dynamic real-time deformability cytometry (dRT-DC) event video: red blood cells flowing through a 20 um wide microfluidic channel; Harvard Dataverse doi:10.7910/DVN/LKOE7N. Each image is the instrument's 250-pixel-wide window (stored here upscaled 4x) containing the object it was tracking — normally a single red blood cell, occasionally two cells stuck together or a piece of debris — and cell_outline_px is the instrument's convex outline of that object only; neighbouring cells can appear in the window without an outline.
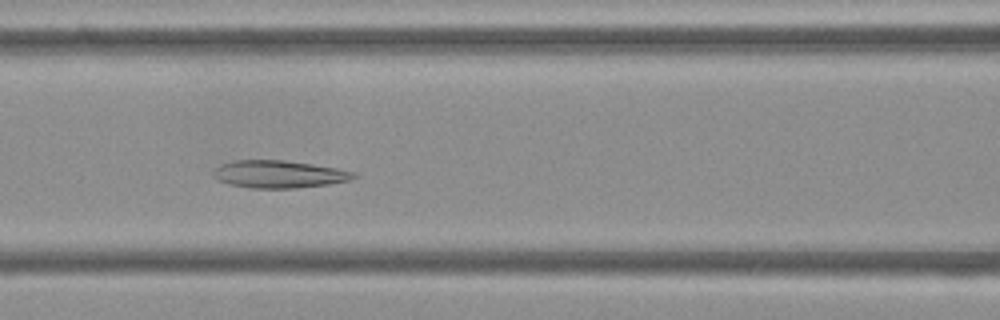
{"species": "Egyptian fruit bat (a non-hibernating species)", "species_latin": "Rousettus aegyptiacus", "temperature_condition": "cold", "stored_images_in_passage": 54, "camera_frame_rate_fps": 3000, "um_per_image_px": 0.085, "frame": {"image": 1, "passage_image": 23, "time_ms": 7.333, "image_size_px": [1000, 320], "cell_outline_px": [[360, 176], [348, 180], [328, 184], [296, 188], [252, 188], [228, 184], [216, 180], [212, 176], [212, 168], [220, 164], [232, 160], [284, 160], [312, 164], [336, 168], [356, 172]], "centroid_in_image_um": [23.65, 14.8], "position_along_channel_um": 143.0, "area_um2": 22.77}}
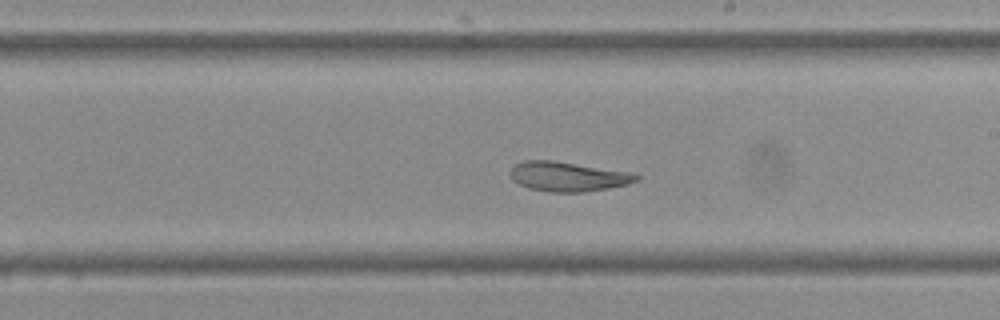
{"frame": {"image": 2, "passage_image": 31, "time_ms": 10.0, "image_size_px": [1000, 320], "cell_outline_px": [[640, 180], [628, 184], [608, 188], [584, 192], [548, 192], [528, 188], [512, 180], [508, 172], [516, 164], [524, 160], [552, 160], [632, 172], [640, 176]], "centroid_in_image_um": [48.28, 15.0], "position_along_channel_um": 240.7, "area_um2": 21.91}}
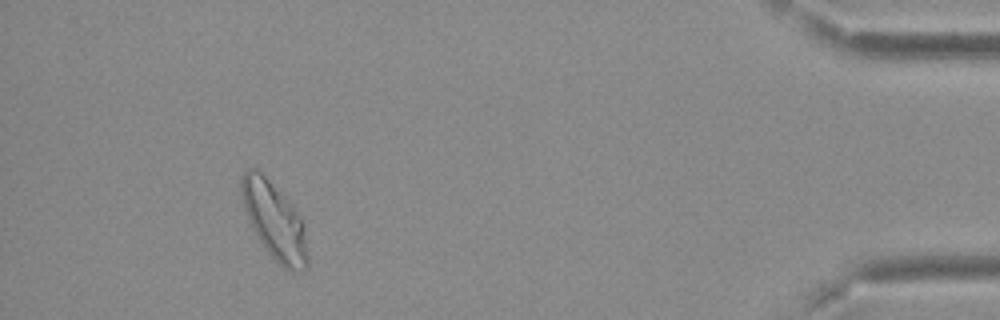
{"frame": {"image": 3, "passage_image": 50, "time_ms": 16.333, "image_size_px": [1000, 320], "cell_outline_px": [[308, 264], [300, 272], [292, 272], [284, 268], [268, 252], [256, 236], [248, 220], [244, 208], [240, 192], [240, 180], [244, 168], [256, 168], [284, 196], [300, 216], [304, 224], [308, 256]], "centroid_in_image_um": [23.3, 18.77], "position_along_channel_um": 411.9, "area_um2": 29.65}, "authors_computed_cell_mechanics": {"area_um2": 26.1834, "velocity_mm_per_s": 3.6812, "shape_relaxation_time_tau1_ms": null, "shape_relaxation_time_tau2_ms": 1.503, "deformation_change_tau1": null, "deformation_change_tau2": 0.0519}}